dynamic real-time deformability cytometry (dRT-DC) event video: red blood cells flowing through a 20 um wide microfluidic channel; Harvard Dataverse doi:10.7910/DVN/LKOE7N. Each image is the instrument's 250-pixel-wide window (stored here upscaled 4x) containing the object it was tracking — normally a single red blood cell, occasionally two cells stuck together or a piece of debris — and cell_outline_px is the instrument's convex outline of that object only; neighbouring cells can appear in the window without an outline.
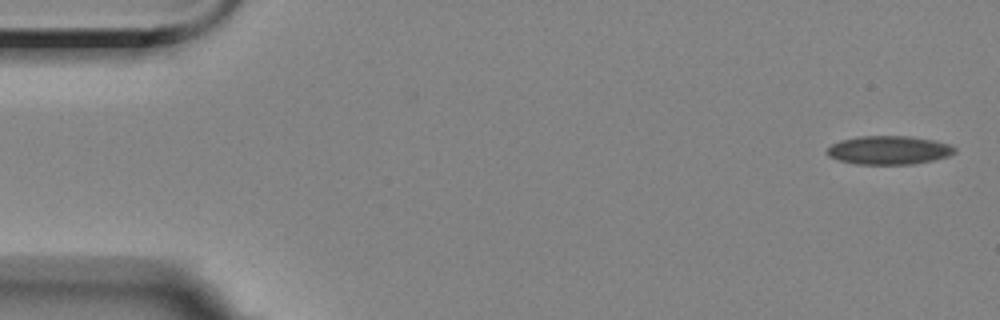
{"species": "Egyptian fruit bat (a non-hibernating species)", "species_latin": "Rousettus aegyptiacus", "temperature_condition": "room temperature", "stored_images_in_passage": 5, "camera_frame_rate_fps": 3000, "um_per_image_px": 0.085, "animal": {"sex": "female"}, "frame": {"image": 1, "passage_image": 1, "time_ms": 0.0, "image_size_px": [1000, 320], "cell_outline_px": [[956, 152], [948, 156], [932, 160], [912, 164], [856, 164], [840, 160], [828, 156], [824, 152], [832, 144], [840, 140], [860, 136], [908, 136], [932, 140], [948, 144], [956, 148]], "centroid_in_image_um": [75.52, 12.76], "position_along_channel_um": 9.5, "area_um2": 21.15}}
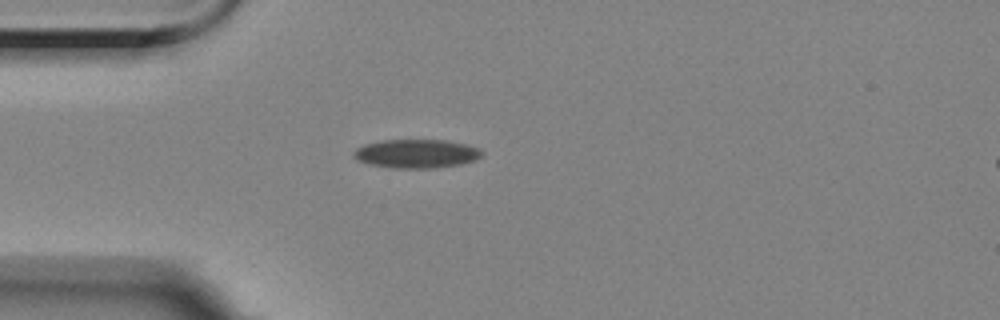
{"frame": {"image": 2, "passage_image": 5, "time_ms": 4.333, "image_size_px": [1000, 320], "cell_outline_px": [[484, 152], [476, 160], [460, 164], [436, 168], [392, 168], [372, 164], [356, 160], [352, 156], [352, 152], [356, 148], [364, 144], [384, 140], [448, 140], [468, 144], [480, 148]], "centroid_in_image_um": [35.41, 13.05], "position_along_channel_um": 49.6, "area_um2": 21.68}}